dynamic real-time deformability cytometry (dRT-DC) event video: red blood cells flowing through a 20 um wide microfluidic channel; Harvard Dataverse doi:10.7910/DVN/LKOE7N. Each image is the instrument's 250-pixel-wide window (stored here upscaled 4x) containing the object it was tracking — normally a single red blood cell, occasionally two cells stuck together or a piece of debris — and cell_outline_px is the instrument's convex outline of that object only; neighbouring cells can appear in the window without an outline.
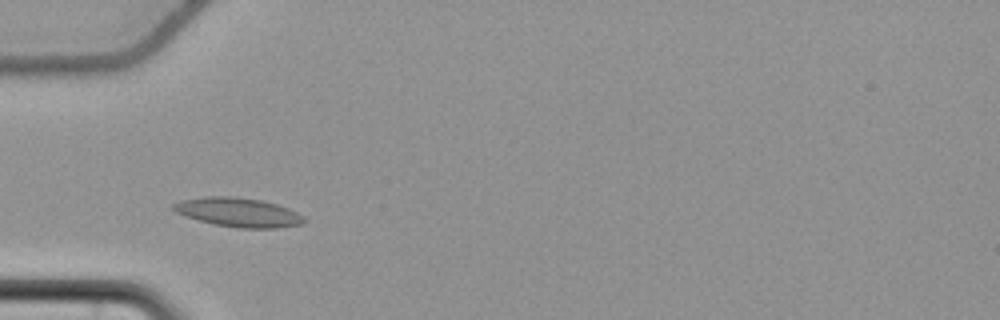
{"species": "common noctule bat (a hibernating species)", "species_latin": "Nyctalus noctula", "temperature_condition": "cold", "stored_images_in_passage": 44, "camera_frame_rate_fps": 3000, "um_per_image_px": 0.085, "animal": {"sex": "female", "body_mass_g": 22.7, "forearm_length_mm": 54.2}, "frame": {"image": 1, "passage_image": 6, "time_ms": 1.667, "image_size_px": [1000, 320], "cell_outline_px": [[308, 220], [304, 224], [280, 228], [236, 228], [216, 224], [200, 220], [176, 212], [172, 208], [172, 204], [180, 200], [204, 196], [232, 196], [260, 200], [276, 204], [288, 208], [304, 216]], "centroid_in_image_um": [20.3, 18.05], "position_along_channel_um": 64.7, "area_um2": 22.2}}
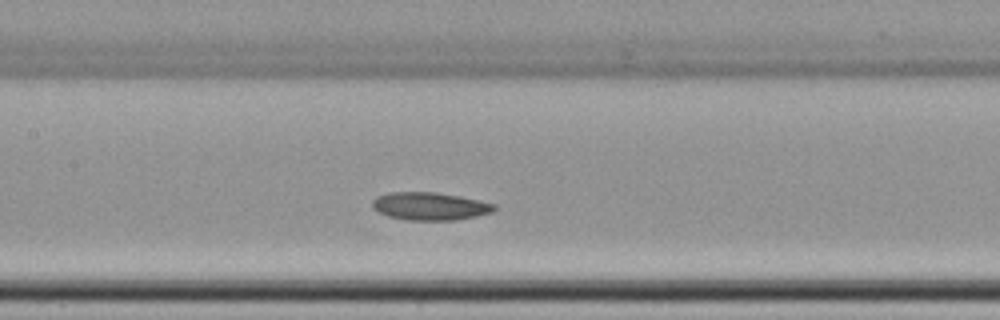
{"frame": {"image": 2, "passage_image": 15, "time_ms": 4.667, "image_size_px": [1000, 320], "cell_outline_px": [[496, 208], [492, 212], [476, 216], [452, 220], [408, 220], [388, 216], [372, 208], [372, 200], [376, 196], [388, 192], [436, 192], [460, 196], [496, 204]], "centroid_in_image_um": [36.52, 17.52], "position_along_channel_um": 170.9, "area_um2": 19.77}}
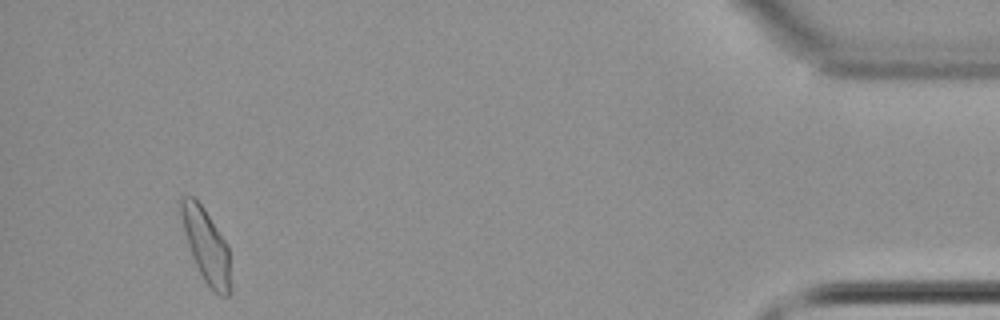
{"frame": {"image": 3, "passage_image": 41, "time_ms": 13.333, "image_size_px": [1000, 320], "cell_outline_px": [[228, 296], [220, 296], [204, 280], [192, 256], [188, 244], [180, 212], [180, 196], [192, 196], [204, 208], [228, 244]], "centroid_in_image_um": [17.5, 20.8], "position_along_channel_um": 417.7, "area_um2": 20.35}, "authors_computed_cell_mechanics": {"area_um2": 20.0566, "velocity_mm_per_s": 3.6562, "shape_relaxation_time_tau1_ms": null, "shape_relaxation_time_tau2_ms": 8.1336, "deformation_change_tau1": null, "deformation_change_tau2": 0.1166}}